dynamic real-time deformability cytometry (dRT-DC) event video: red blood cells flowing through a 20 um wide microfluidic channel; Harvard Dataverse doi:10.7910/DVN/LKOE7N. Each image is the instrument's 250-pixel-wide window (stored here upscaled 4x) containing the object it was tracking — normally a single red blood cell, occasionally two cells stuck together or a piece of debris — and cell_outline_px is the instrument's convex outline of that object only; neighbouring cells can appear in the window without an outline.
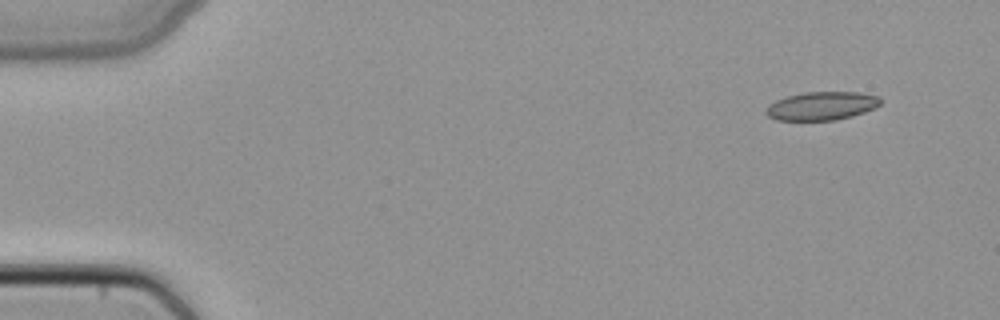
{"species": "common noctule bat (a hibernating species)", "species_latin": "Nyctalus noctula", "temperature_condition": "cold", "stored_images_in_passage": 5, "camera_frame_rate_fps": 3000, "um_per_image_px": 0.085, "animal": {"sex": "female", "body_mass_g": 22.7, "forearm_length_mm": 54.2}, "frame": {"image": 1, "passage_image": 2, "time_ms": 0.333, "image_size_px": [1000, 320], "cell_outline_px": [[880, 104], [864, 112], [852, 116], [836, 120], [776, 120], [768, 116], [764, 112], [764, 108], [768, 104], [776, 100], [788, 96], [804, 92], [856, 92], [880, 96]], "centroid_in_image_um": [69.79, 9.0], "position_along_channel_um": 15.2, "area_um2": 18.96}}